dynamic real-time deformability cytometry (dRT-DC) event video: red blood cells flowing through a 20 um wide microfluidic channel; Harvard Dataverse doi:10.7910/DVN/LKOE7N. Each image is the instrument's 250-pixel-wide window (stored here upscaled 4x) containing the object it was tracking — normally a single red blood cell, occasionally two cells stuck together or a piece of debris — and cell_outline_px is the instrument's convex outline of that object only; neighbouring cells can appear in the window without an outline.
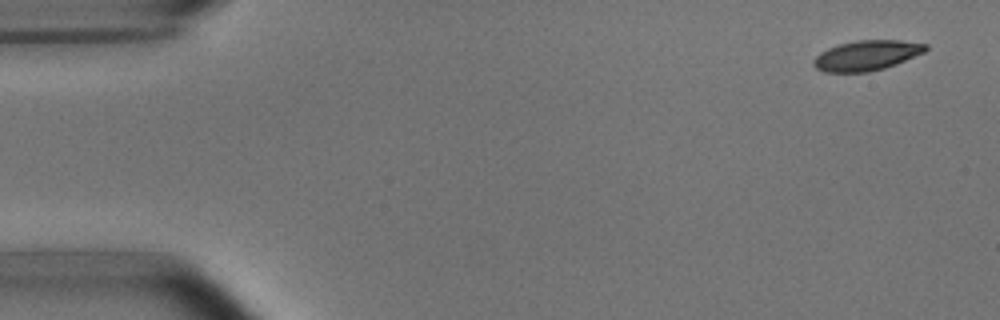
{"species": "common noctule bat (a hibernating species)", "species_latin": "Nyctalus noctula", "temperature_condition": "room temperature", "stored_images_in_passage": 5, "segment_of_instrument_passage": [1, 2], "camera_frame_rate_fps": 3000, "um_per_image_px": 0.085, "animal": {"sex": "male", "body_mass_g": 15.6}, "frame": {"image": 1, "passage_image": 1, "time_ms": 0.0, "image_size_px": [1000, 320], "cell_outline_px": [[928, 48], [924, 52], [896, 64], [884, 68], [868, 72], [824, 72], [816, 68], [812, 64], [812, 60], [820, 52], [828, 48], [840, 44], [856, 40], [900, 40], [928, 44]], "centroid_in_image_um": [73.65, 4.71], "position_along_channel_um": 11.4, "area_um2": 19.65}}
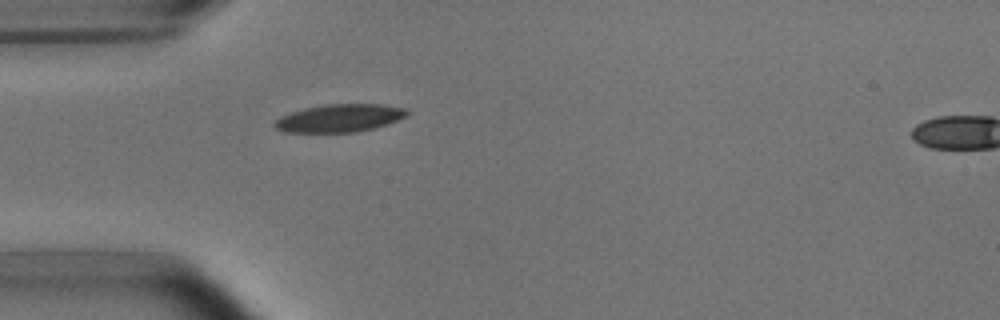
{"frame": {"image": 2, "passage_image": 4, "time_ms": 4.333, "image_size_px": [1000, 320], "cell_outline_px": [[412, 112], [408, 116], [388, 124], [356, 132], [284, 132], [276, 128], [272, 124], [280, 116], [304, 108], [324, 104], [380, 104], [408, 108]], "centroid_in_image_um": [28.91, 10.03], "position_along_channel_um": 56.1, "area_um2": 21.68}}